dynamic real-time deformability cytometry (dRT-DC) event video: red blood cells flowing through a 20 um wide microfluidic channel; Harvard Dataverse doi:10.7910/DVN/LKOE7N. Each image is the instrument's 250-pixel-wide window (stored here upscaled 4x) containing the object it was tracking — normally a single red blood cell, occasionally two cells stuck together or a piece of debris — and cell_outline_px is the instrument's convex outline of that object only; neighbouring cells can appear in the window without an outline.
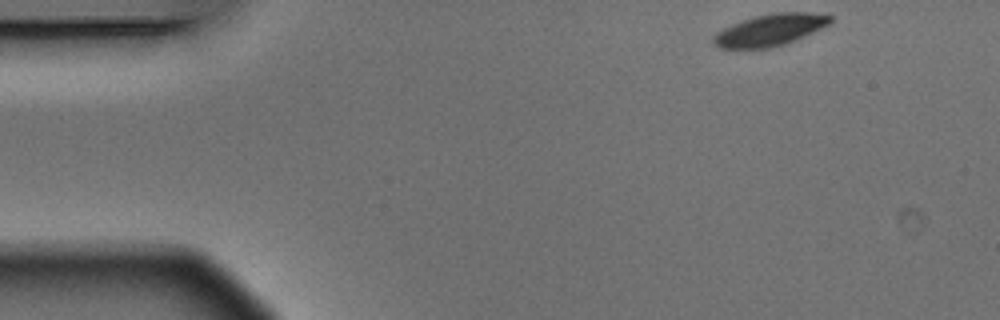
{"species": "Egyptian fruit bat (a non-hibernating species)", "species_latin": "Rousettus aegyptiacus", "temperature_condition": "warm", "stored_images_in_passage": 3, "camera_frame_rate_fps": 3000, "um_per_image_px": 0.085, "animal": {"sex": "male"}, "frame": {"image": 1, "passage_image": 1, "time_ms": 0.0, "image_size_px": [1000, 320], "cell_outline_px": [[832, 20], [828, 24], [804, 36], [784, 44], [768, 48], [720, 48], [712, 44], [712, 36], [716, 32], [732, 24], [756, 16], [776, 12], [812, 12], [832, 16]], "centroid_in_image_um": [65.42, 2.55], "position_along_channel_um": 19.6, "area_um2": 21.39}}
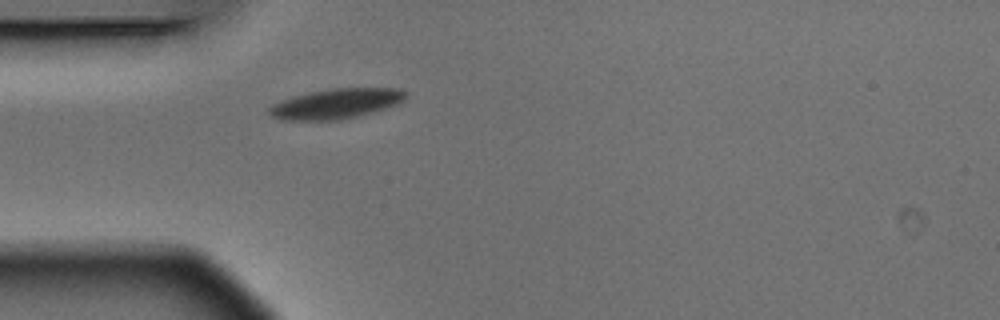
{"frame": {"image": 2, "passage_image": 3, "time_ms": 0.667, "image_size_px": [1000, 320], "cell_outline_px": [[408, 96], [404, 100], [396, 104], [360, 116], [340, 120], [284, 120], [272, 116], [268, 112], [268, 108], [272, 104], [296, 96], [328, 88], [396, 88], [408, 92]], "centroid_in_image_um": [28.6, 8.81], "position_along_channel_um": 56.4, "area_um2": 23.76}}